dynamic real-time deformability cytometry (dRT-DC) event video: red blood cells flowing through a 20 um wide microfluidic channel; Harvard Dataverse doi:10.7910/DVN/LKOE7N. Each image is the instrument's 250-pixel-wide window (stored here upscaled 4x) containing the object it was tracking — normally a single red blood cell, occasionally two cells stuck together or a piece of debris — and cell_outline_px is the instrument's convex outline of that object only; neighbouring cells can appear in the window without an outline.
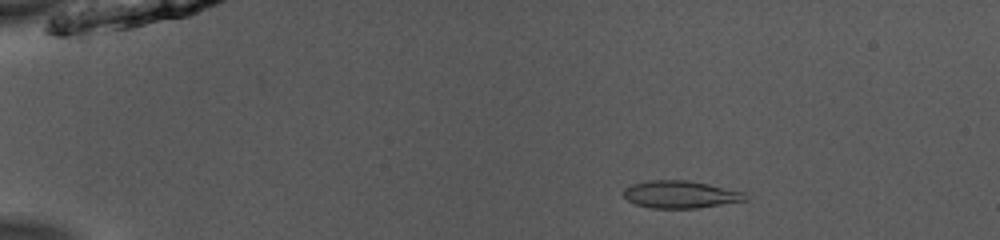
{"species": "common noctule bat (a hibernating species)", "species_latin": "Nyctalus noctula", "temperature_condition": "room temperature", "stored_images_in_passage": 51, "camera_frame_rate_fps": 3000, "um_per_image_px": 0.085, "animal": {"sex": "male", "body_mass_g": 13.0, "forearm_length_mm": 53.1}, "frame": {"image": 1, "passage_image": 9, "time_ms": 2.667, "image_size_px": [1000, 240], "cell_outline_px": [[748, 200], [696, 208], [648, 208], [636, 204], [628, 200], [624, 196], [624, 188], [632, 184], [648, 180], [684, 180], [708, 184], [744, 192], [748, 196]], "centroid_in_image_um": [57.83, 16.53], "position_along_channel_um": 27.2, "area_um2": 19.36}}
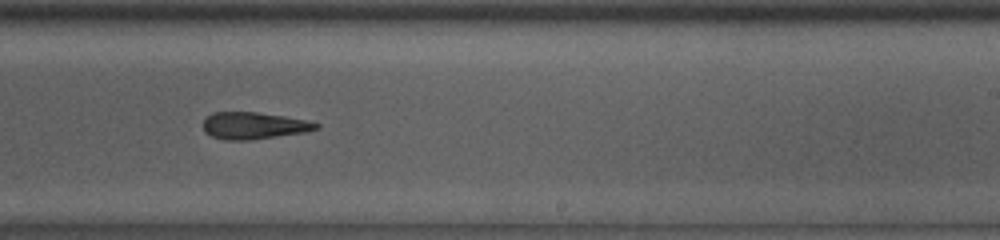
{"frame": {"image": 2, "passage_image": 33, "time_ms": 10.667, "image_size_px": [1000, 240], "cell_outline_px": [[320, 128], [308, 132], [248, 140], [224, 140], [212, 136], [204, 132], [204, 120], [212, 112], [256, 112], [284, 116], [308, 120], [320, 124]], "centroid_in_image_um": [21.61, 10.68], "position_along_channel_um": 267.4, "area_um2": 17.8}}
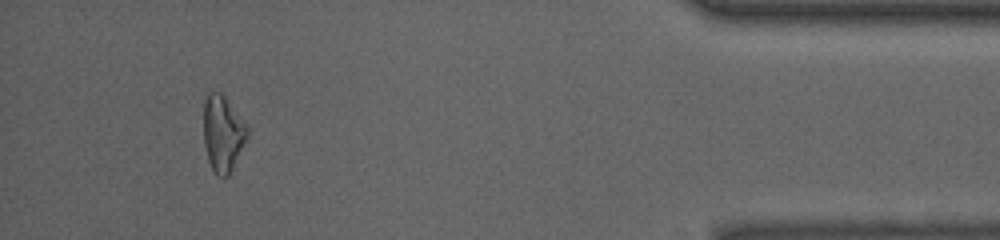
{"frame": {"image": 3, "passage_image": 48, "time_ms": 15.667, "image_size_px": [1000, 240], "cell_outline_px": [[248, 136], [228, 176], [216, 176], [208, 160], [204, 144], [204, 96], [208, 92], [220, 92], [224, 96], [248, 128]], "centroid_in_image_um": [18.91, 11.34], "position_along_channel_um": 416.3, "area_um2": 19.07}, "authors_computed_cell_mechanics": {"area_um2": 18.9006, "velocity_mm_per_s": 3.975, "shape_relaxation_time_tau1_ms": 4.285, "shape_relaxation_time_tau2_ms": 4.8567, "deformation_change_tau1": 0.1519, "deformation_change_tau2": 0.1566}}